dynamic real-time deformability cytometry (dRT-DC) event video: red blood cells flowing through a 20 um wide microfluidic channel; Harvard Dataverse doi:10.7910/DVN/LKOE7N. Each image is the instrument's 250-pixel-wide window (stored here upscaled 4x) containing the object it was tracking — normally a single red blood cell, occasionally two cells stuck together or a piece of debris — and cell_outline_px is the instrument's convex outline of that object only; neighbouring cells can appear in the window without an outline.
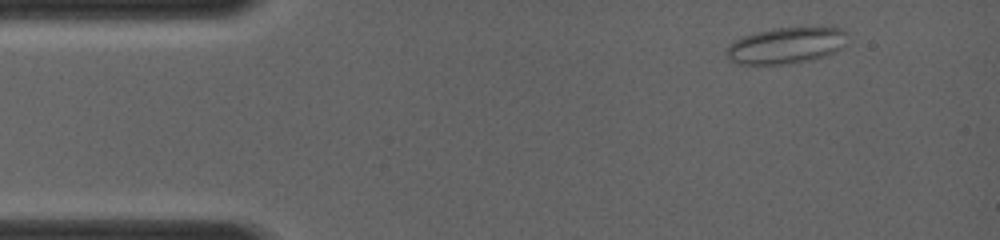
{"species": "common noctule bat (a hibernating species)", "species_latin": "Nyctalus noctula", "temperature_condition": "room temperature", "stored_images_in_passage": 46, "camera_frame_rate_fps": 4000, "um_per_image_px": 0.085, "animal": {"sex": "female", "body_mass_g": 19.0, "forearm_length_mm": 56.7}, "frame": {"image": 1, "passage_image": 1, "time_ms": 0.0, "image_size_px": [1000, 240], "cell_outline_px": [[848, 32], [844, 44], [840, 48], [824, 56], [808, 60], [780, 64], [736, 64], [728, 60], [724, 52], [740, 36], [772, 28], [832, 24]], "centroid_in_image_um": [66.84, 3.81], "position_along_channel_um": 18.2, "area_um2": 26.24}}
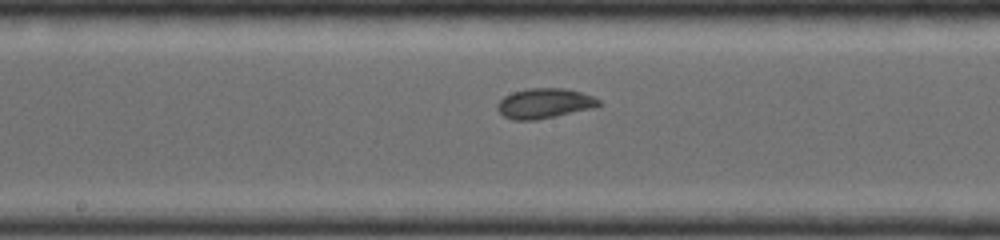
{"frame": {"image": 2, "passage_image": 21, "time_ms": 5.5, "image_size_px": [1000, 240], "cell_outline_px": [[600, 104], [592, 108], [536, 120], [512, 120], [504, 116], [496, 108], [496, 104], [504, 96], [512, 92], [528, 88], [564, 88], [580, 92], [592, 96], [600, 100]], "centroid_in_image_um": [46.23, 8.78], "position_along_channel_um": 202.0, "area_um2": 17.63}}
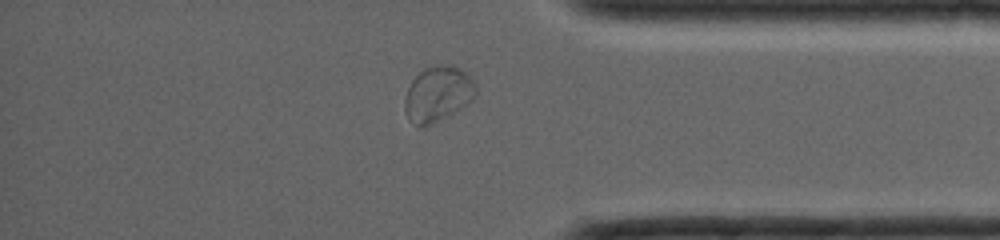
{"frame": {"image": 3, "passage_image": 39, "time_ms": 9.75, "image_size_px": [1000, 240], "cell_outline_px": [[476, 96], [472, 100], [460, 108], [432, 124], [420, 128], [408, 120], [404, 112], [404, 100], [408, 88], [412, 80], [420, 72], [428, 68], [440, 64], [444, 64], [460, 68], [476, 84]], "centroid_in_image_um": [37.19, 8.01], "position_along_channel_um": 398.0, "area_um2": 22.77}}